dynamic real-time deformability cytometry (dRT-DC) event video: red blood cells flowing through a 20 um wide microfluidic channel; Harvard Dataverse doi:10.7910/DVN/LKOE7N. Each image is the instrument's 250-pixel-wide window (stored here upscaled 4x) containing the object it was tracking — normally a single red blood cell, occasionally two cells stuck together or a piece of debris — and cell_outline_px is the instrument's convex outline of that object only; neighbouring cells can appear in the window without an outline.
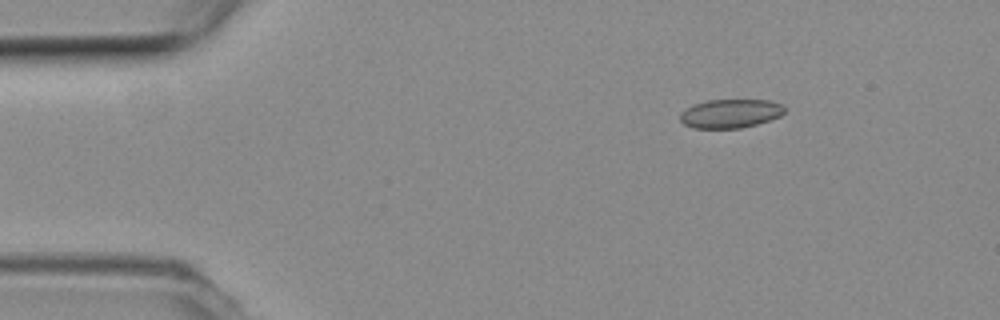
{"species": "common noctule bat (a hibernating species)", "species_latin": "Nyctalus noctula", "temperature_condition": "room temperature", "stored_images_in_passage": 4, "camera_frame_rate_fps": 3000, "um_per_image_px": 0.085, "animal": {"sex": "female", "body_mass_g": 19.3, "forearm_length_mm": 54.1}, "frame": {"image": 1, "passage_image": 1, "time_ms": 0.0, "image_size_px": [1000, 320], "cell_outline_px": [[784, 112], [780, 116], [756, 124], [740, 128], [692, 128], [684, 124], [680, 120], [680, 112], [696, 104], [708, 100], [768, 100], [784, 104]], "centroid_in_image_um": [62.09, 9.65], "position_along_channel_um": 22.9, "area_um2": 17.4}}